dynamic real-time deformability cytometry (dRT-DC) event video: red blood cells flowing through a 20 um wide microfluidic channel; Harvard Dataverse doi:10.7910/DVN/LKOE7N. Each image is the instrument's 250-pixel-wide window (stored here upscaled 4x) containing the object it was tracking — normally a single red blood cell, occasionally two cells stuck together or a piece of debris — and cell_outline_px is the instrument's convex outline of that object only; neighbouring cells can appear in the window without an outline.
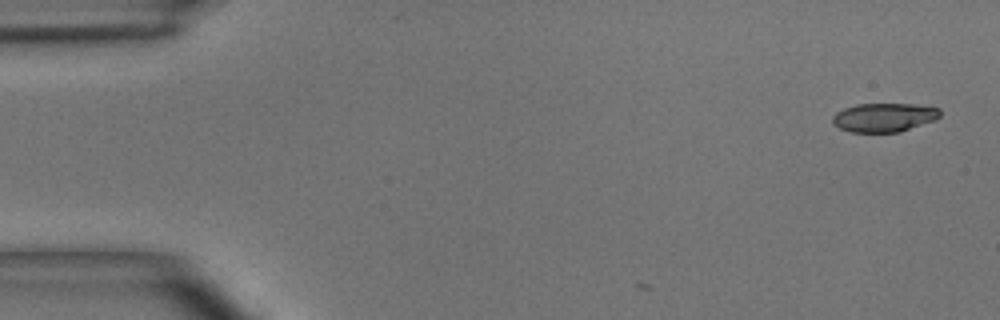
{"species": "common noctule bat (a hibernating species)", "species_latin": "Nyctalus noctula", "temperature_condition": "room temperature", "stored_images_in_passage": 6, "camera_frame_rate_fps": 3000, "um_per_image_px": 0.085, "animal": {"sex": "male", "body_mass_g": 15.6}, "frame": {"image": 1, "passage_image": 1, "time_ms": 0.0, "image_size_px": [1000, 320], "cell_outline_px": [[940, 116], [936, 120], [900, 132], [852, 132], [840, 128], [832, 124], [832, 116], [836, 112], [844, 108], [856, 104], [912, 104], [940, 108]], "centroid_in_image_um": [75.14, 9.98], "position_along_channel_um": 9.9, "area_um2": 18.15}}
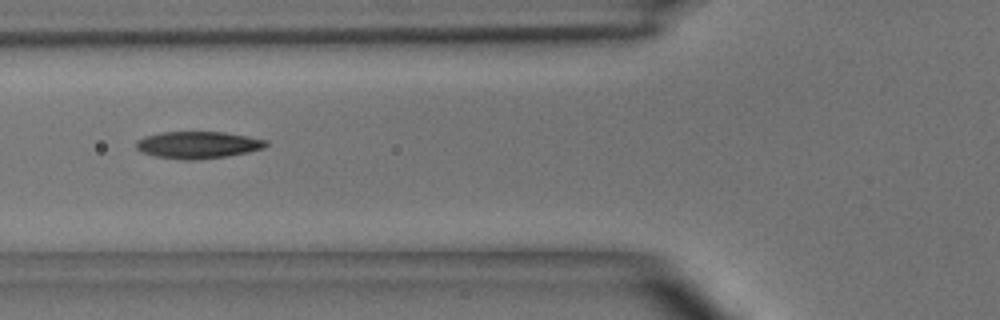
{"frame": {"image": 2, "passage_image": 6, "time_ms": 5.667, "image_size_px": [1000, 320], "cell_outline_px": [[268, 144], [264, 148], [248, 152], [228, 156], [200, 160], [184, 160], [152, 156], [140, 152], [136, 148], [136, 140], [144, 136], [160, 132], [224, 132], [248, 136], [268, 140]], "centroid_in_image_um": [16.8, 12.32], "position_along_channel_um": 109.0, "area_um2": 20.81}}